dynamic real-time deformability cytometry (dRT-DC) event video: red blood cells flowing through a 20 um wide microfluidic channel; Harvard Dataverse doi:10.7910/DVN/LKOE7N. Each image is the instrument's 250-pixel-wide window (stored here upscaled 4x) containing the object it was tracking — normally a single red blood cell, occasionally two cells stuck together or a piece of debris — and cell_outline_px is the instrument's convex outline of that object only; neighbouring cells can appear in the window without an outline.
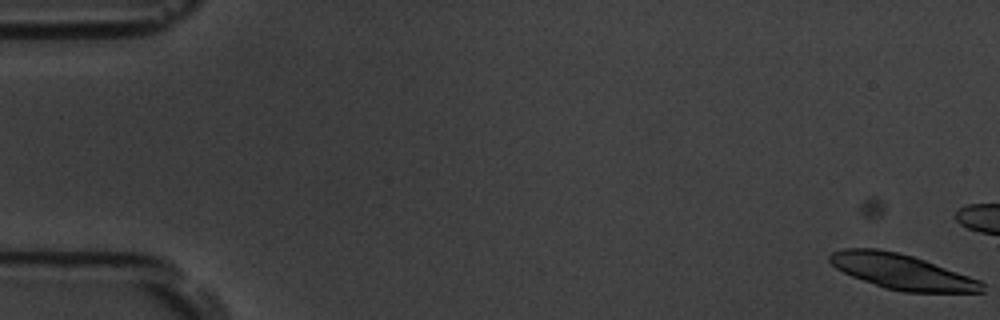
{"species": "common noctule bat (a hibernating species)", "species_latin": "Nyctalus noctula", "temperature_condition": "room temperature", "stored_images_in_passage": 7, "camera_frame_rate_fps": 3000, "um_per_image_px": 0.085, "animal": {"sex": "male", "body_mass_g": 19.5, "forearm_length_mm": 54.6}, "frame": {"image": 1, "passage_image": 7, "time_ms": 2.0, "image_size_px": [1000, 320], "cell_outline_px": [[984, 292], [904, 292], [884, 288], [852, 276], [836, 268], [828, 260], [828, 256], [832, 252], [844, 248], [876, 248], [896, 252], [912, 256], [924, 260], [980, 280], [984, 284]], "centroid_in_image_um": [76.63, 23.09], "position_along_channel_um": 8.4, "area_um2": 30.98}}